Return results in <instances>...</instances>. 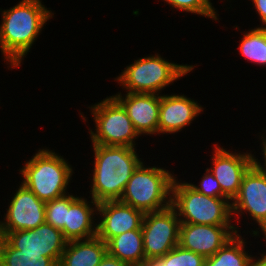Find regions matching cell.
Returning a JSON list of instances; mask_svg holds the SVG:
<instances>
[{"mask_svg": "<svg viewBox=\"0 0 266 266\" xmlns=\"http://www.w3.org/2000/svg\"><path fill=\"white\" fill-rule=\"evenodd\" d=\"M95 129L89 128L92 144L104 146H128L135 148L140 136L123 106L109 96L89 106Z\"/></svg>", "mask_w": 266, "mask_h": 266, "instance_id": "obj_7", "label": "cell"}, {"mask_svg": "<svg viewBox=\"0 0 266 266\" xmlns=\"http://www.w3.org/2000/svg\"><path fill=\"white\" fill-rule=\"evenodd\" d=\"M77 197L72 194H66L62 197L46 202L45 222L54 228L62 229L66 222V207Z\"/></svg>", "mask_w": 266, "mask_h": 266, "instance_id": "obj_24", "label": "cell"}, {"mask_svg": "<svg viewBox=\"0 0 266 266\" xmlns=\"http://www.w3.org/2000/svg\"><path fill=\"white\" fill-rule=\"evenodd\" d=\"M263 238H265L264 241H266V236H264ZM263 253L262 254L260 253L261 256L258 258L254 256L253 266H266V253L265 252Z\"/></svg>", "mask_w": 266, "mask_h": 266, "instance_id": "obj_30", "label": "cell"}, {"mask_svg": "<svg viewBox=\"0 0 266 266\" xmlns=\"http://www.w3.org/2000/svg\"><path fill=\"white\" fill-rule=\"evenodd\" d=\"M121 92L112 95L126 110L135 130L141 135H157L160 95Z\"/></svg>", "mask_w": 266, "mask_h": 266, "instance_id": "obj_16", "label": "cell"}, {"mask_svg": "<svg viewBox=\"0 0 266 266\" xmlns=\"http://www.w3.org/2000/svg\"><path fill=\"white\" fill-rule=\"evenodd\" d=\"M244 239L237 233L213 256L206 258L205 266H253L254 256L245 251Z\"/></svg>", "mask_w": 266, "mask_h": 266, "instance_id": "obj_20", "label": "cell"}, {"mask_svg": "<svg viewBox=\"0 0 266 266\" xmlns=\"http://www.w3.org/2000/svg\"><path fill=\"white\" fill-rule=\"evenodd\" d=\"M1 12L0 49L4 61L15 69L21 65L54 13L42 4V0H21Z\"/></svg>", "mask_w": 266, "mask_h": 266, "instance_id": "obj_1", "label": "cell"}, {"mask_svg": "<svg viewBox=\"0 0 266 266\" xmlns=\"http://www.w3.org/2000/svg\"><path fill=\"white\" fill-rule=\"evenodd\" d=\"M232 215L248 213L266 236V172L252 165L244 174L238 194L231 201ZM244 212V213H243ZM239 216V217H238Z\"/></svg>", "mask_w": 266, "mask_h": 266, "instance_id": "obj_9", "label": "cell"}, {"mask_svg": "<svg viewBox=\"0 0 266 266\" xmlns=\"http://www.w3.org/2000/svg\"><path fill=\"white\" fill-rule=\"evenodd\" d=\"M212 168H208L220 184L222 193L232 201L238 194L244 174L253 165V154L230 152L214 143Z\"/></svg>", "mask_w": 266, "mask_h": 266, "instance_id": "obj_12", "label": "cell"}, {"mask_svg": "<svg viewBox=\"0 0 266 266\" xmlns=\"http://www.w3.org/2000/svg\"><path fill=\"white\" fill-rule=\"evenodd\" d=\"M99 214L101 216H99ZM97 237L108 243L113 237L142 227L145 213L119 200L98 203Z\"/></svg>", "mask_w": 266, "mask_h": 266, "instance_id": "obj_14", "label": "cell"}, {"mask_svg": "<svg viewBox=\"0 0 266 266\" xmlns=\"http://www.w3.org/2000/svg\"><path fill=\"white\" fill-rule=\"evenodd\" d=\"M98 266H129L126 262L117 259L116 257L111 256L108 252L102 258Z\"/></svg>", "mask_w": 266, "mask_h": 266, "instance_id": "obj_29", "label": "cell"}, {"mask_svg": "<svg viewBox=\"0 0 266 266\" xmlns=\"http://www.w3.org/2000/svg\"><path fill=\"white\" fill-rule=\"evenodd\" d=\"M176 10L193 13L217 21L219 14L210 0H163ZM216 11V12H215Z\"/></svg>", "mask_w": 266, "mask_h": 266, "instance_id": "obj_25", "label": "cell"}, {"mask_svg": "<svg viewBox=\"0 0 266 266\" xmlns=\"http://www.w3.org/2000/svg\"><path fill=\"white\" fill-rule=\"evenodd\" d=\"M237 234L235 226L180 223L179 246L207 258Z\"/></svg>", "mask_w": 266, "mask_h": 266, "instance_id": "obj_13", "label": "cell"}, {"mask_svg": "<svg viewBox=\"0 0 266 266\" xmlns=\"http://www.w3.org/2000/svg\"><path fill=\"white\" fill-rule=\"evenodd\" d=\"M195 66L165 60L160 54L134 60L115 78L128 93L159 94L174 81L190 73Z\"/></svg>", "mask_w": 266, "mask_h": 266, "instance_id": "obj_4", "label": "cell"}, {"mask_svg": "<svg viewBox=\"0 0 266 266\" xmlns=\"http://www.w3.org/2000/svg\"><path fill=\"white\" fill-rule=\"evenodd\" d=\"M206 258L177 245L164 256L147 260L144 266H205Z\"/></svg>", "mask_w": 266, "mask_h": 266, "instance_id": "obj_23", "label": "cell"}, {"mask_svg": "<svg viewBox=\"0 0 266 266\" xmlns=\"http://www.w3.org/2000/svg\"><path fill=\"white\" fill-rule=\"evenodd\" d=\"M19 172L21 183L44 202L68 194L67 186L74 173L63 156L47 148L39 149Z\"/></svg>", "mask_w": 266, "mask_h": 266, "instance_id": "obj_3", "label": "cell"}, {"mask_svg": "<svg viewBox=\"0 0 266 266\" xmlns=\"http://www.w3.org/2000/svg\"><path fill=\"white\" fill-rule=\"evenodd\" d=\"M195 191L215 198H227L221 190L220 184L211 171L207 168L201 178L200 185L188 183Z\"/></svg>", "mask_w": 266, "mask_h": 266, "instance_id": "obj_26", "label": "cell"}, {"mask_svg": "<svg viewBox=\"0 0 266 266\" xmlns=\"http://www.w3.org/2000/svg\"><path fill=\"white\" fill-rule=\"evenodd\" d=\"M1 266H58L44 253L22 252L13 248L3 237H0Z\"/></svg>", "mask_w": 266, "mask_h": 266, "instance_id": "obj_21", "label": "cell"}, {"mask_svg": "<svg viewBox=\"0 0 266 266\" xmlns=\"http://www.w3.org/2000/svg\"><path fill=\"white\" fill-rule=\"evenodd\" d=\"M204 109L197 101L184 94L160 95L158 135L181 132Z\"/></svg>", "mask_w": 266, "mask_h": 266, "instance_id": "obj_15", "label": "cell"}, {"mask_svg": "<svg viewBox=\"0 0 266 266\" xmlns=\"http://www.w3.org/2000/svg\"><path fill=\"white\" fill-rule=\"evenodd\" d=\"M174 178L171 206L177 212L180 223L215 226H239L233 221L231 201L228 198H215L195 191L188 182ZM237 226V227H236Z\"/></svg>", "mask_w": 266, "mask_h": 266, "instance_id": "obj_5", "label": "cell"}, {"mask_svg": "<svg viewBox=\"0 0 266 266\" xmlns=\"http://www.w3.org/2000/svg\"><path fill=\"white\" fill-rule=\"evenodd\" d=\"M243 35L238 46L239 54L247 61L266 67V29L257 26Z\"/></svg>", "mask_w": 266, "mask_h": 266, "instance_id": "obj_22", "label": "cell"}, {"mask_svg": "<svg viewBox=\"0 0 266 266\" xmlns=\"http://www.w3.org/2000/svg\"><path fill=\"white\" fill-rule=\"evenodd\" d=\"M107 253V243L94 236L67 241L58 266H98Z\"/></svg>", "mask_w": 266, "mask_h": 266, "instance_id": "obj_18", "label": "cell"}, {"mask_svg": "<svg viewBox=\"0 0 266 266\" xmlns=\"http://www.w3.org/2000/svg\"><path fill=\"white\" fill-rule=\"evenodd\" d=\"M265 136L266 135L262 134V136H261L262 137L261 138L262 143L260 145V146H262L261 147V149H262V151H261L262 153L261 154L263 155L264 163L261 164L260 161H259V159L256 158L254 156V154H253V165L256 166L262 172H266V137Z\"/></svg>", "mask_w": 266, "mask_h": 266, "instance_id": "obj_28", "label": "cell"}, {"mask_svg": "<svg viewBox=\"0 0 266 266\" xmlns=\"http://www.w3.org/2000/svg\"><path fill=\"white\" fill-rule=\"evenodd\" d=\"M3 238L22 252L44 253L57 265L67 244L62 231L46 222L34 229L7 232Z\"/></svg>", "mask_w": 266, "mask_h": 266, "instance_id": "obj_10", "label": "cell"}, {"mask_svg": "<svg viewBox=\"0 0 266 266\" xmlns=\"http://www.w3.org/2000/svg\"><path fill=\"white\" fill-rule=\"evenodd\" d=\"M17 189L3 221H0V237L7 232L34 229L45 223L46 202L40 200L22 183Z\"/></svg>", "mask_w": 266, "mask_h": 266, "instance_id": "obj_11", "label": "cell"}, {"mask_svg": "<svg viewBox=\"0 0 266 266\" xmlns=\"http://www.w3.org/2000/svg\"><path fill=\"white\" fill-rule=\"evenodd\" d=\"M92 146L95 158L90 198L97 203L120 200L132 173L142 163V158L133 147Z\"/></svg>", "mask_w": 266, "mask_h": 266, "instance_id": "obj_2", "label": "cell"}, {"mask_svg": "<svg viewBox=\"0 0 266 266\" xmlns=\"http://www.w3.org/2000/svg\"><path fill=\"white\" fill-rule=\"evenodd\" d=\"M252 2L262 22L259 28L266 29V0H252Z\"/></svg>", "mask_w": 266, "mask_h": 266, "instance_id": "obj_27", "label": "cell"}, {"mask_svg": "<svg viewBox=\"0 0 266 266\" xmlns=\"http://www.w3.org/2000/svg\"><path fill=\"white\" fill-rule=\"evenodd\" d=\"M173 174L162 167H146L142 162L132 173L119 201L144 213L168 208L171 206Z\"/></svg>", "mask_w": 266, "mask_h": 266, "instance_id": "obj_6", "label": "cell"}, {"mask_svg": "<svg viewBox=\"0 0 266 266\" xmlns=\"http://www.w3.org/2000/svg\"><path fill=\"white\" fill-rule=\"evenodd\" d=\"M97 208L98 203L92 198L89 202L86 198L76 197L66 207V222L61 229L64 238L72 241L97 236V223L94 221L97 220Z\"/></svg>", "mask_w": 266, "mask_h": 266, "instance_id": "obj_17", "label": "cell"}, {"mask_svg": "<svg viewBox=\"0 0 266 266\" xmlns=\"http://www.w3.org/2000/svg\"><path fill=\"white\" fill-rule=\"evenodd\" d=\"M141 228L146 260L162 257L179 244L180 219L172 206L145 213Z\"/></svg>", "mask_w": 266, "mask_h": 266, "instance_id": "obj_8", "label": "cell"}, {"mask_svg": "<svg viewBox=\"0 0 266 266\" xmlns=\"http://www.w3.org/2000/svg\"><path fill=\"white\" fill-rule=\"evenodd\" d=\"M107 252L129 266H144L147 260L144 254L142 228L113 237L107 243Z\"/></svg>", "mask_w": 266, "mask_h": 266, "instance_id": "obj_19", "label": "cell"}]
</instances>
